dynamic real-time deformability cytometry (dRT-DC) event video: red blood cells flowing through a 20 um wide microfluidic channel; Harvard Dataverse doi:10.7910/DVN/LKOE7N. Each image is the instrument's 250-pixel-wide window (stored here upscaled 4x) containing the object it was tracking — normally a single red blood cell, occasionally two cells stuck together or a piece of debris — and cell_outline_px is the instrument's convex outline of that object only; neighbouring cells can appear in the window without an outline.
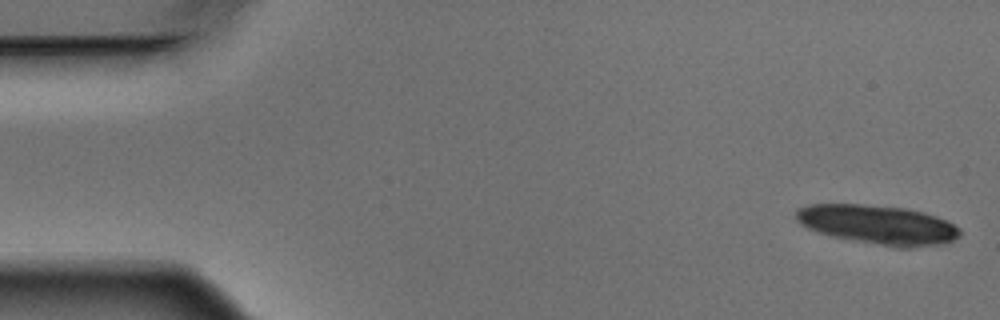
{"species": "Egyptian fruit bat (a non-hibernating species)", "species_latin": "Rousettus aegyptiacus", "temperature_condition": "warm", "stored_images_in_passage": 5, "camera_frame_rate_fps": 3000, "um_per_image_px": 0.085, "animal": {"sex": "male"}, "frame": {"image": 1, "passage_image": 1, "time_ms": 0.0, "image_size_px": [1000, 320], "cell_outline_px": [[960, 236], [944, 244], [880, 244], [836, 236], [820, 232], [808, 228], [800, 224], [796, 220], [796, 208], [808, 204], [860, 204], [908, 208], [924, 212], [936, 216], [960, 228]], "centroid_in_image_um": [74.57, 19.03], "position_along_channel_um": 10.4, "area_um2": 36.07}}
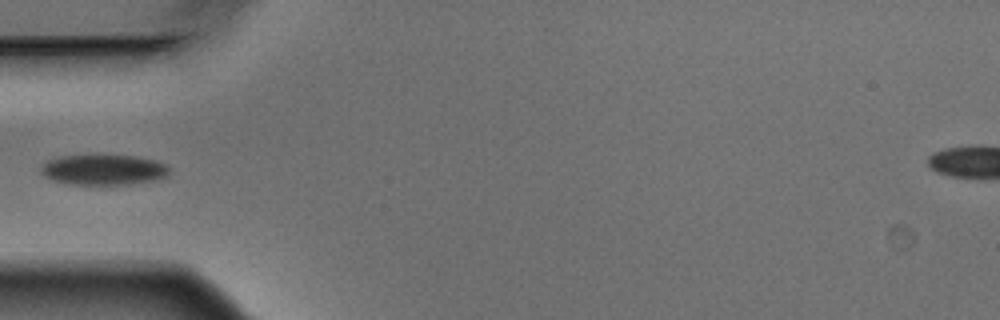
{"frame": {"image": 2, "passage_image": 5, "time_ms": 1.333, "image_size_px": [1000, 320], "cell_outline_px": [[168, 176], [156, 180], [132, 184], [64, 184], [52, 180], [44, 176], [40, 172], [40, 168], [48, 160], [60, 156], [136, 156], [156, 160], [164, 164], [168, 168]], "centroid_in_image_um": [8.79, 14.44], "position_along_channel_um": 76.2, "area_um2": 22.66}}